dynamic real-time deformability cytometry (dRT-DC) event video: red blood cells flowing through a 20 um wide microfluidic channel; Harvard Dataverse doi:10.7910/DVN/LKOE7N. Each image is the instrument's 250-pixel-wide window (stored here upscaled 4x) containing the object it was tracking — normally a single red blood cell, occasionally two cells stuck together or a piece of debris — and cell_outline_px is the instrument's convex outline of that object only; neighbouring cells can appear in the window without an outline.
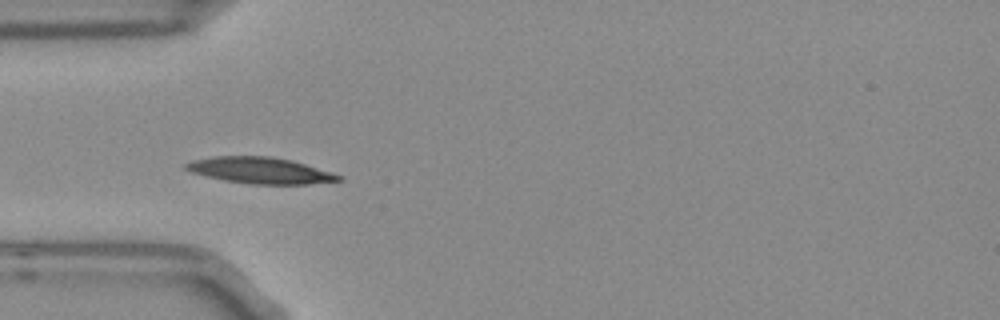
{"species": "Egyptian fruit bat (a non-hibernating species)", "species_latin": "Rousettus aegyptiacus", "temperature_condition": "room temperature", "stored_images_in_passage": 8, "camera_frame_rate_fps": 3000, "um_per_image_px": 0.085, "frame": {"image": 1, "passage_image": 5, "time_ms": 1.333, "image_size_px": [1000, 320], "cell_outline_px": [[344, 180], [308, 184], [248, 184], [224, 180], [192, 172], [184, 168], [184, 164], [192, 160], [216, 156], [268, 156], [292, 160], [344, 176]], "centroid_in_image_um": [22.14, 14.49], "position_along_channel_um": 62.9, "area_um2": 23.29}}
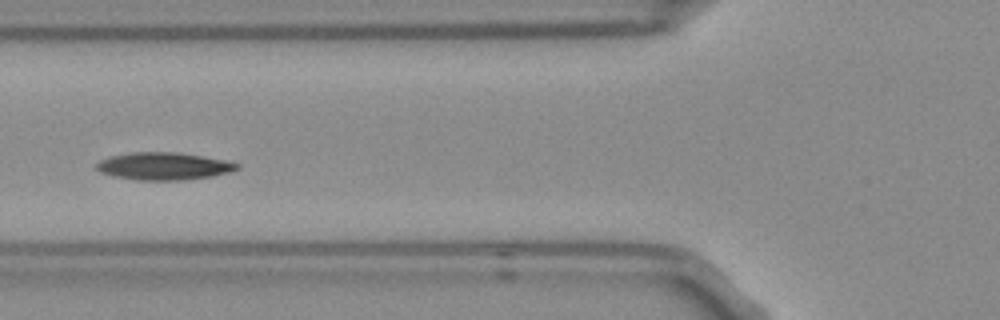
{"frame": {"image": 2, "passage_image": 6, "time_ms": 1.667, "image_size_px": [1000, 320], "cell_outline_px": [[240, 168], [228, 172], [212, 176], [184, 180], [136, 180], [112, 176], [100, 172], [96, 168], [96, 164], [100, 160], [108, 156], [132, 152], [176, 152], [224, 160], [240, 164]], "centroid_in_image_um": [13.87, 14.12], "position_along_channel_um": 111.9, "area_um2": 22.48}}